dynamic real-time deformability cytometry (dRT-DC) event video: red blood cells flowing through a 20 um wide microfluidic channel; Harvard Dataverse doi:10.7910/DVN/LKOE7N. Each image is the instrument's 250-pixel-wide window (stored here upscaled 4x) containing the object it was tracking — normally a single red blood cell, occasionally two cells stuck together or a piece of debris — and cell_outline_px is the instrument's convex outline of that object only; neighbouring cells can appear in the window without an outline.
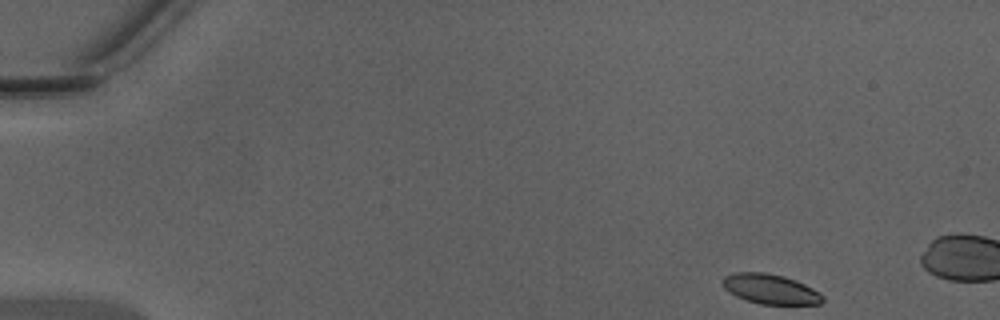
{"species": "Egyptian fruit bat (a non-hibernating species)", "species_latin": "Rousettus aegyptiacus", "temperature_condition": "warm", "stored_images_in_passage": 11, "camera_frame_rate_fps": 3000, "um_per_image_px": 0.085, "animal": {"sex": "male"}, "frame": {"image": 1, "passage_image": 1, "time_ms": 0.0, "image_size_px": [1000, 320], "cell_outline_px": [[824, 300], [820, 304], [760, 304], [736, 296], [728, 292], [720, 284], [724, 276], [736, 272], [764, 272], [784, 276], [796, 280], [820, 292], [824, 296]], "centroid_in_image_um": [65.47, 24.56], "position_along_channel_um": 19.5, "area_um2": 17.51}}